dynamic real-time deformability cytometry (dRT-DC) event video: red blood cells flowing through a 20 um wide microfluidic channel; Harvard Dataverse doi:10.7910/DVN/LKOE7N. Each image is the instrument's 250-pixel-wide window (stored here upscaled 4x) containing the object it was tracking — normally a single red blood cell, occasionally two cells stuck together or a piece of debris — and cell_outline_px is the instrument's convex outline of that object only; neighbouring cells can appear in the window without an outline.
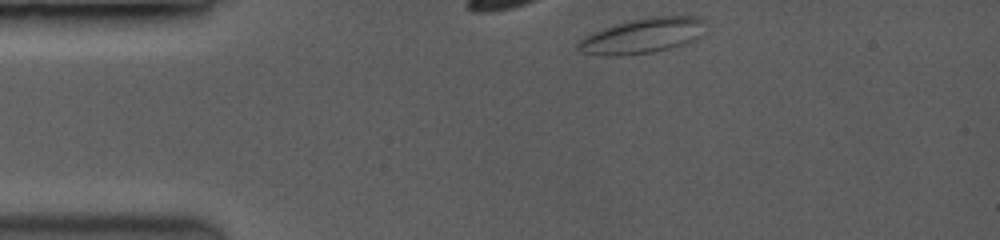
{"species": "common noctule bat (a hibernating species)", "species_latin": "Nyctalus noctula", "temperature_condition": "room temperature", "stored_images_in_passage": 8, "camera_frame_rate_fps": 3500, "um_per_image_px": 0.085, "animal": {"sex": "female", "body_mass_g": 19.0, "forearm_length_mm": 53.3}, "frame": {"image": 1, "passage_image": 1, "time_ms": 0.0, "image_size_px": [1000, 240], "cell_outline_px": [[700, 20], [688, 40], [680, 44], [648, 52], [580, 52], [576, 48], [576, 44], [580, 40], [604, 28], [616, 24], [632, 20], [664, 16], [696, 16]], "centroid_in_image_um": [54.46, 2.99], "position_along_channel_um": 30.5, "area_um2": 22.83}}
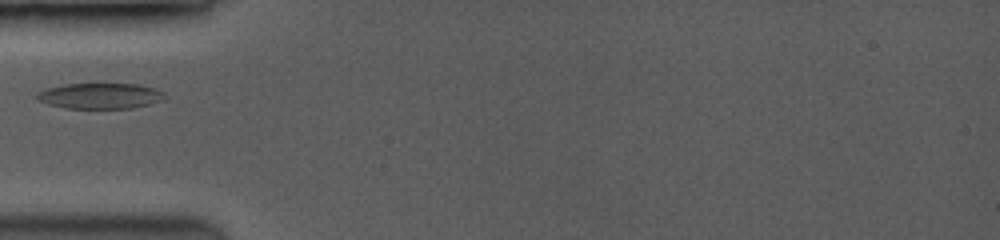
{"frame": {"image": 2, "passage_image": 7, "time_ms": 2.571, "image_size_px": [1000, 240], "cell_outline_px": [[160, 100], [148, 104], [132, 108], [68, 108], [52, 104], [40, 100], [36, 96], [40, 92], [48, 88], [64, 84], [96, 80], [136, 84], [152, 88], [160, 92]], "centroid_in_image_um": [8.46, 8.09], "position_along_channel_um": 76.5, "area_um2": 19.31}}